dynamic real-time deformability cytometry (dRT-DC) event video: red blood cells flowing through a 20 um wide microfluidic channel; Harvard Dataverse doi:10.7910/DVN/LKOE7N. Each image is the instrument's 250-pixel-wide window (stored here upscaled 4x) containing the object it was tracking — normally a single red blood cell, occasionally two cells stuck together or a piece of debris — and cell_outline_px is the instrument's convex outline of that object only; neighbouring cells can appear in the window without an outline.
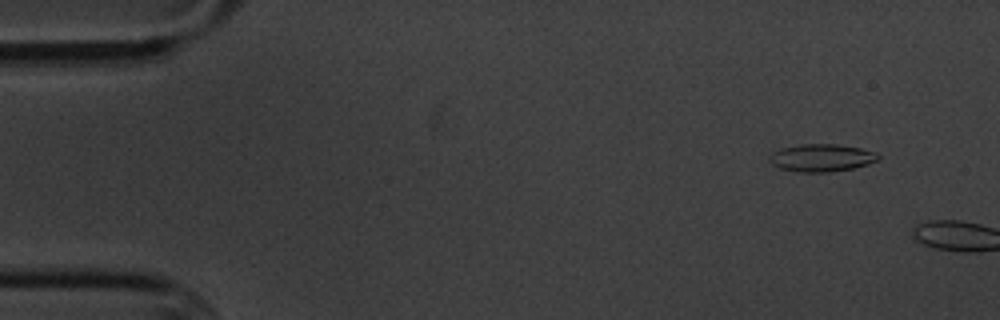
{"species": "common noctule bat (a hibernating species)", "species_latin": "Nyctalus noctula", "temperature_condition": "cold", "stored_images_in_passage": 3, "camera_frame_rate_fps": 3000, "um_per_image_px": 0.085, "animal": {"sex": "male", "body_mass_g": 20.1, "forearm_length_mm": 53.5}, "frame": {"image": 1, "passage_image": 2, "time_ms": 1.333, "image_size_px": [1000, 320], "cell_outline_px": [[880, 156], [876, 160], [868, 164], [852, 168], [828, 172], [800, 172], [780, 168], [772, 164], [772, 152], [784, 148], [800, 144], [836, 144], [860, 148], [876, 152]], "centroid_in_image_um": [69.87, 13.41], "position_along_channel_um": 15.1, "area_um2": 17.11}}